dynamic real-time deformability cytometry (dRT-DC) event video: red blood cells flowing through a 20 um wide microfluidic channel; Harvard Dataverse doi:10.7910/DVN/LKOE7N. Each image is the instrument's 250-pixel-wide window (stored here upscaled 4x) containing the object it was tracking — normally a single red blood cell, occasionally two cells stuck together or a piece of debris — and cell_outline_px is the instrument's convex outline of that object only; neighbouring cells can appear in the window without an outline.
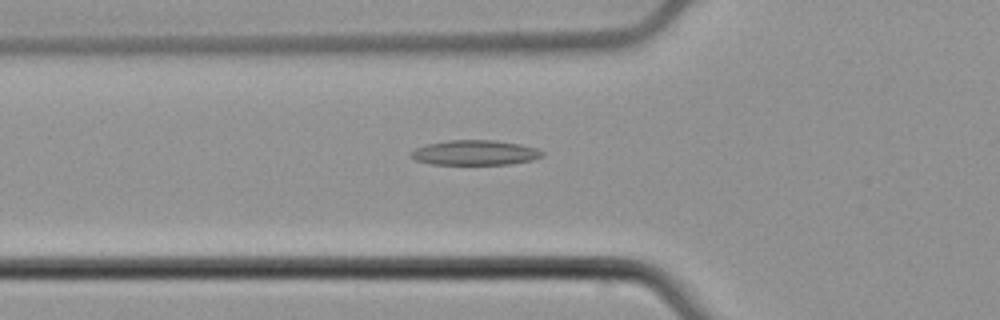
{"species": "common noctule bat (a hibernating species)", "species_latin": "Nyctalus noctula", "temperature_condition": "cold", "stored_images_in_passage": 42, "camera_frame_rate_fps": 3000, "um_per_image_px": 0.085, "animal": {"sex": "male", "body_mass_g": 21.5, "forearm_length_mm": 52.0}, "frame": {"image": 1, "passage_image": 7, "time_ms": 2.0, "image_size_px": [1000, 320], "cell_outline_px": [[544, 156], [532, 160], [512, 164], [432, 164], [416, 160], [408, 156], [408, 152], [416, 148], [428, 144], [448, 140], [496, 140], [520, 144], [536, 148], [544, 152]], "centroid_in_image_um": [40.37, 12.97], "position_along_channel_um": 85.4, "area_um2": 19.19}}
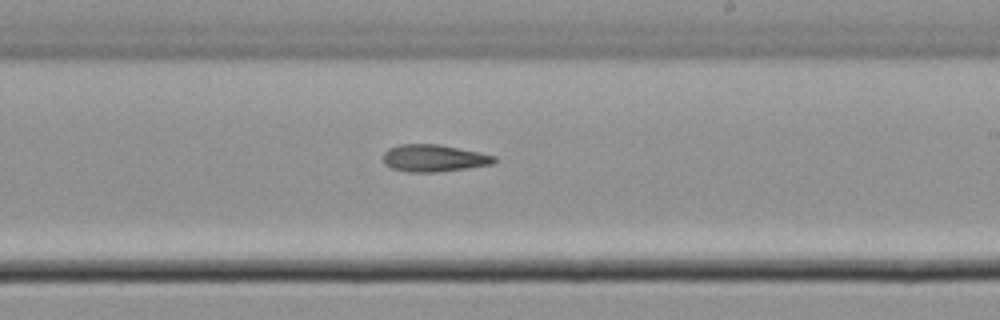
{"frame": {"image": 2, "passage_image": 20, "time_ms": 6.333, "image_size_px": [1000, 320], "cell_outline_px": [[496, 160], [492, 164], [436, 172], [408, 172], [392, 168], [384, 164], [384, 152], [388, 148], [400, 144], [436, 144], [480, 152], [496, 156]], "centroid_in_image_um": [36.85, 13.44], "position_along_channel_um": 252.1, "area_um2": 17.4}}
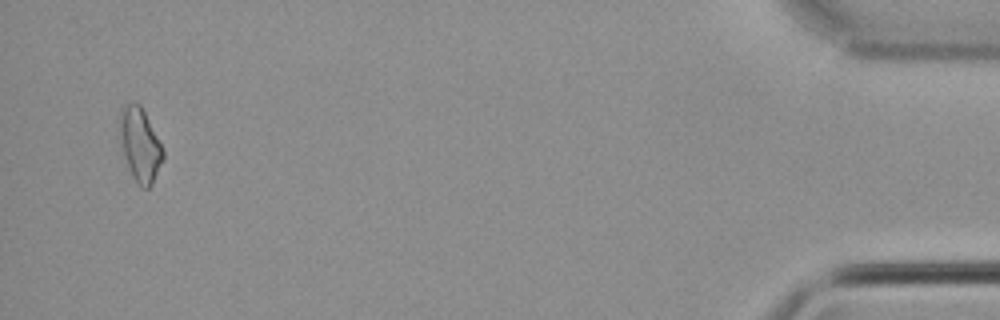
{"frame": {"image": 3, "passage_image": 40, "time_ms": 13.0, "image_size_px": [1000, 320], "cell_outline_px": [[164, 160], [152, 184], [148, 188], [140, 188], [132, 176], [120, 144], [120, 108], [124, 104], [136, 100], [140, 104], [164, 152]], "centroid_in_image_um": [11.89, 12.3], "position_along_channel_um": 423.3, "area_um2": 18.5}}